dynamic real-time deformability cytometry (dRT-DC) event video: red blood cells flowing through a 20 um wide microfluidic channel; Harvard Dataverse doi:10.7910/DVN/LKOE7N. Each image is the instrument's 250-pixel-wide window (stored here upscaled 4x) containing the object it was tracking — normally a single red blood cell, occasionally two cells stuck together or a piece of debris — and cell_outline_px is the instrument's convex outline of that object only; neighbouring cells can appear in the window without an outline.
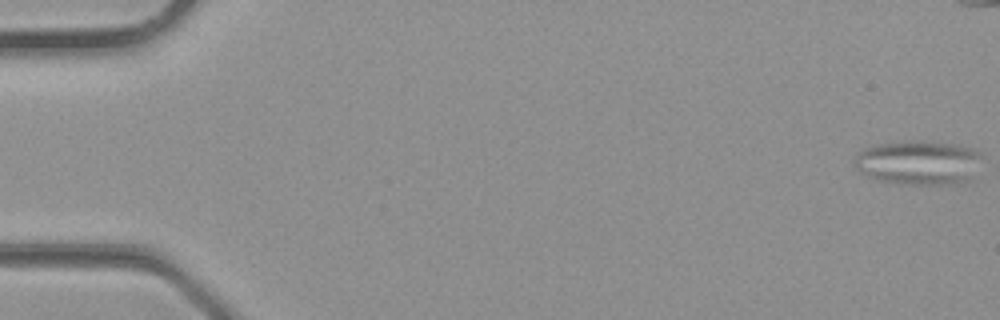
{"species": "common noctule bat (a hibernating species)", "species_latin": "Nyctalus noctula", "temperature_condition": "room temperature", "stored_images_in_passage": 36, "segment_of_instrument_passage": [1, 2], "camera_frame_rate_fps": 3000, "um_per_image_px": 0.085, "animal": {"sex": "male", "body_mass_g": 23.1, "forearm_length_mm": 52.7}, "frame": {"image": 1, "passage_image": 1, "time_ms": 0.0, "image_size_px": [1000, 320], "cell_outline_px": [[980, 156], [972, 180], [948, 184], [900, 184], [876, 180], [860, 172], [852, 164], [852, 160], [864, 148], [876, 144], [904, 140], [928, 140], [952, 144], [972, 148], [980, 152]], "centroid_in_image_um": [78.02, 13.81], "position_along_channel_um": 7.0, "area_um2": 33.29}}